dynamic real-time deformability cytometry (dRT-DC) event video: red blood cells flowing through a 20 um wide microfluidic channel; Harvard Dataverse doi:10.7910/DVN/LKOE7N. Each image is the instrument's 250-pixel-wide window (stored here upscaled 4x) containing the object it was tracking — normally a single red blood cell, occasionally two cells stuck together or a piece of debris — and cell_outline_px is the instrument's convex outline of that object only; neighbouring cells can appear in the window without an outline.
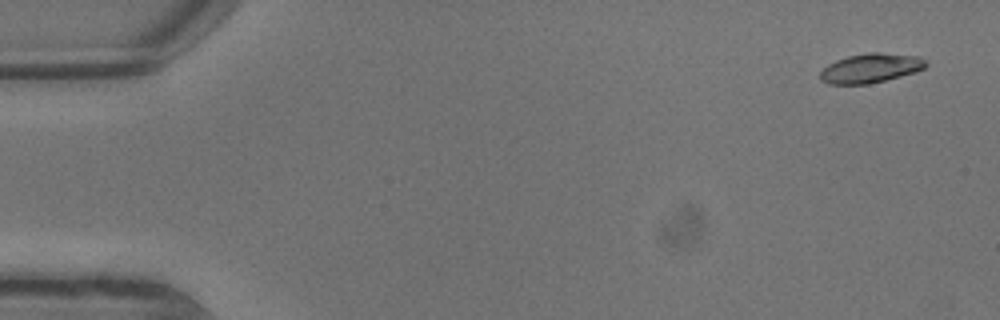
{"species": "common noctule bat (a hibernating species)", "species_latin": "Nyctalus noctula", "temperature_condition": "warm", "stored_images_in_passage": 6, "camera_frame_rate_fps": 3000, "um_per_image_px": 0.085, "animal": {"sex": "male", "body_mass_g": 13.3}, "frame": {"image": 1, "passage_image": 1, "time_ms": 0.0, "image_size_px": [1000, 320], "cell_outline_px": [[928, 64], [924, 68], [916, 72], [868, 84], [828, 84], [820, 80], [820, 72], [828, 64], [836, 60], [848, 56], [868, 52], [880, 52], [920, 56]], "centroid_in_image_um": [74.0, 5.78], "position_along_channel_um": 11.0, "area_um2": 18.09}}
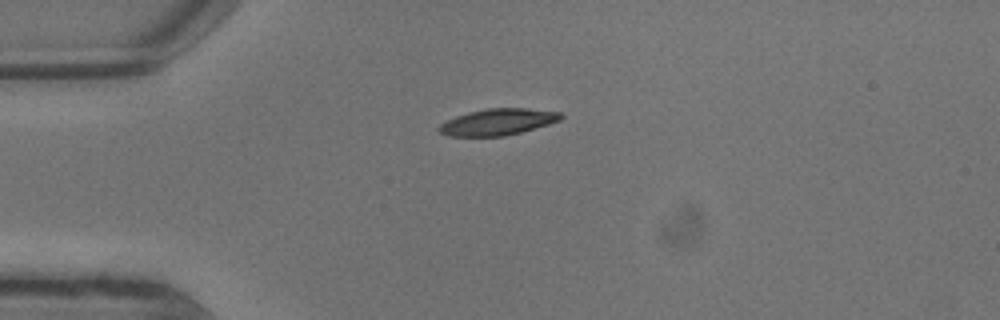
{"frame": {"image": 2, "passage_image": 5, "time_ms": 1.333, "image_size_px": [1000, 320], "cell_outline_px": [[564, 116], [560, 120], [548, 124], [520, 132], [504, 136], [448, 136], [440, 132], [436, 128], [440, 124], [456, 116], [468, 112], [488, 108], [528, 108], [560, 112]], "centroid_in_image_um": [42.3, 10.36], "position_along_channel_um": 42.7, "area_um2": 18.67}}